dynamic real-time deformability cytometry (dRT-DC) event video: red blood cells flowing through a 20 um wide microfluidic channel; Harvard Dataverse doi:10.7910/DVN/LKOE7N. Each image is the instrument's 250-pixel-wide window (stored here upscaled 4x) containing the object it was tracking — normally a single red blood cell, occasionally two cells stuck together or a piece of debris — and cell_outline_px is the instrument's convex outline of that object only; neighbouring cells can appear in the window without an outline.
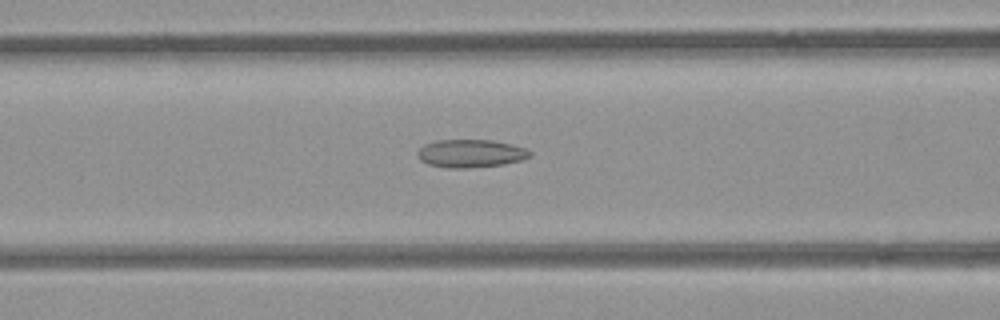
{"species": "common noctule bat (a hibernating species)", "species_latin": "Nyctalus noctula", "temperature_condition": "room temperature", "stored_images_in_passage": 43, "camera_frame_rate_fps": 3000, "um_per_image_px": 0.085, "animal": {"sex": "female", "body_mass_g": 21.9}, "frame": {"image": 1, "passage_image": 22, "time_ms": 7.0, "image_size_px": [1000, 320], "cell_outline_px": [[532, 156], [520, 160], [504, 164], [468, 168], [448, 168], [428, 164], [420, 160], [416, 156], [416, 152], [424, 144], [436, 140], [492, 140], [524, 148], [532, 152]], "centroid_in_image_um": [39.96, 13.05], "position_along_channel_um": 126.6, "area_um2": 18.32}}
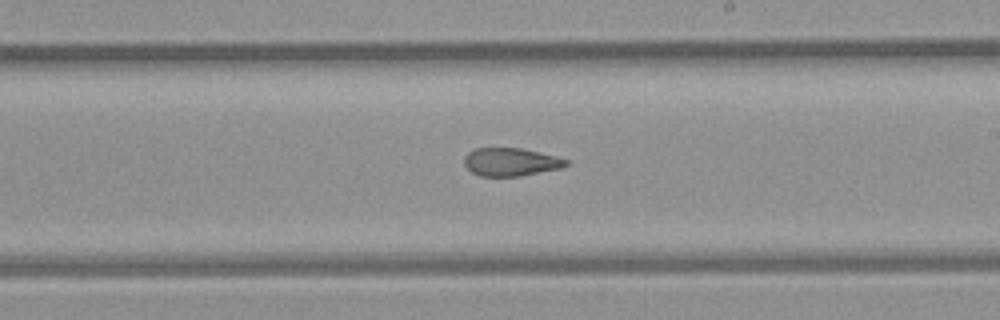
{"frame": {"image": 2, "passage_image": 31, "time_ms": 10.0, "image_size_px": [1000, 320], "cell_outline_px": [[568, 164], [560, 168], [520, 176], [480, 176], [472, 172], [464, 164], [464, 156], [468, 152], [476, 148], [520, 148], [556, 156], [568, 160]], "centroid_in_image_um": [43.39, 13.76], "position_along_channel_um": 245.6, "area_um2": 16.53}}
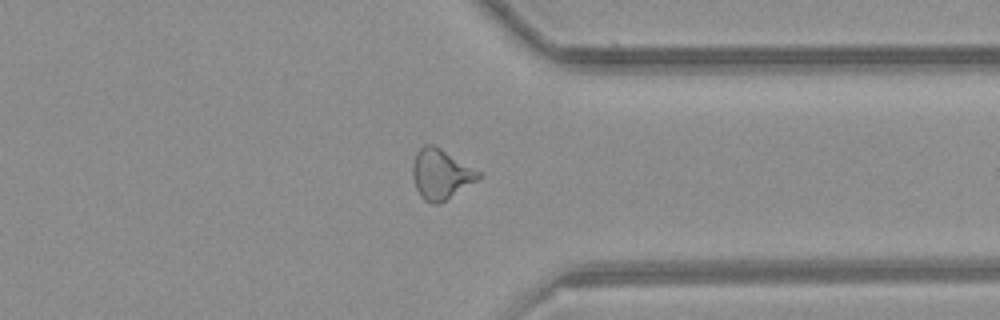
{"frame": {"image": 3, "passage_image": 41, "time_ms": 13.333, "image_size_px": [1000, 320], "cell_outline_px": [[480, 176], [476, 180], [444, 200], [436, 204], [432, 204], [424, 200], [420, 196], [416, 188], [412, 176], [412, 164], [416, 152], [424, 144], [432, 144], [440, 148], [480, 172]], "centroid_in_image_um": [37.4, 14.78], "position_along_channel_um": 374.0, "area_um2": 18.73}}